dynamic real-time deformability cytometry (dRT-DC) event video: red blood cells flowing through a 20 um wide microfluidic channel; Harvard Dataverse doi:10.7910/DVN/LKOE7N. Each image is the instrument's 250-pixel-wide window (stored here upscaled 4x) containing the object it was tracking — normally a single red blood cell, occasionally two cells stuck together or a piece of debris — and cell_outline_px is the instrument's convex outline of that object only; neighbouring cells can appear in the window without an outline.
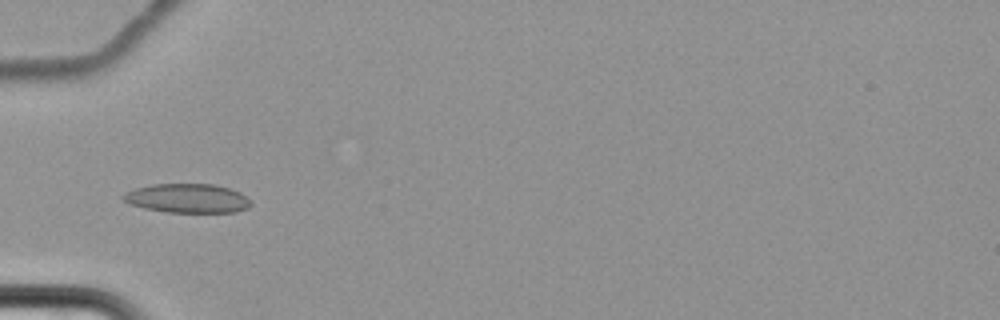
{"species": "common noctule bat (a hibernating species)", "species_latin": "Nyctalus noctula", "temperature_condition": "cold", "stored_images_in_passage": 6, "camera_frame_rate_fps": 3000, "um_per_image_px": 0.085, "animal": {"sex": "female", "body_mass_g": 22.7, "forearm_length_mm": 54.2}, "frame": {"image": 1, "passage_image": 6, "time_ms": 6.667, "image_size_px": [1000, 320], "cell_outline_px": [[252, 204], [248, 208], [236, 212], [168, 212], [144, 208], [128, 204], [120, 200], [120, 196], [124, 192], [136, 188], [152, 184], [212, 184], [228, 188], [240, 192], [252, 200]], "centroid_in_image_um": [15.9, 16.86], "position_along_channel_um": 69.1, "area_um2": 21.91}}